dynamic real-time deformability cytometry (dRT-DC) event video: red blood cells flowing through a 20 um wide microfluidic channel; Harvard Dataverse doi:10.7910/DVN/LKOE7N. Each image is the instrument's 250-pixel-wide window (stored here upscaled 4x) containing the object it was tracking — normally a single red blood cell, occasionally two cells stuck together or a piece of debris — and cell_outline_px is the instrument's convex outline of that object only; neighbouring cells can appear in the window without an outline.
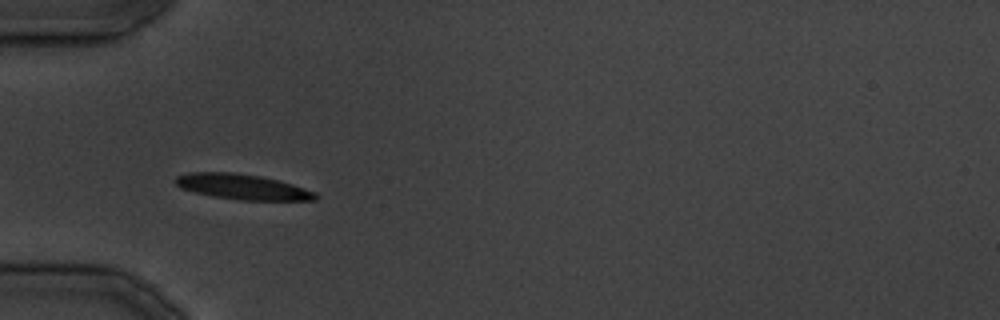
{"species": "common noctule bat (a hibernating species)", "species_latin": "Nyctalus noctula", "temperature_condition": "cold", "stored_images_in_passage": 25, "camera_frame_rate_fps": 3000, "um_per_image_px": 0.085, "animal": {"sex": "male", "body_mass_g": 19.5, "forearm_length_mm": 54.6}, "frame": {"image": 1, "passage_image": 1, "time_ms": 0.0, "image_size_px": [1000, 320], "cell_outline_px": [[320, 196], [316, 200], [240, 200], [216, 196], [196, 192], [180, 188], [172, 180], [176, 176], [188, 172], [232, 172], [260, 176], [280, 180], [316, 192]], "centroid_in_image_um": [20.61, 15.87], "position_along_channel_um": 64.4, "area_um2": 20.69}}